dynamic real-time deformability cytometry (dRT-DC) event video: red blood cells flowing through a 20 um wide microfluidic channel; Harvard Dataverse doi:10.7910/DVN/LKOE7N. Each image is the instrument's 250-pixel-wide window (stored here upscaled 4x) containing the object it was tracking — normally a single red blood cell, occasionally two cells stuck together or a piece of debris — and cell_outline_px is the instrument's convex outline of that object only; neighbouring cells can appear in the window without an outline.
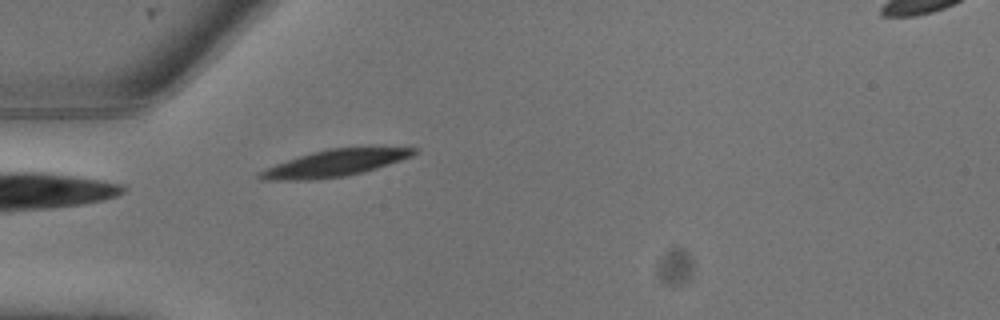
{"species": "common noctule bat (a hibernating species)", "species_latin": "Nyctalus noctula", "temperature_condition": "warm", "stored_images_in_passage": 7, "camera_frame_rate_fps": 3000, "um_per_image_px": 0.085, "animal": {"sex": "male", "body_mass_g": 13.3}, "frame": {"image": 1, "passage_image": 1, "time_ms": 0.0, "image_size_px": [1000, 320], "cell_outline_px": [[416, 152], [412, 156], [364, 172], [344, 176], [312, 180], [260, 180], [256, 176], [260, 172], [276, 164], [312, 152], [328, 148], [416, 148]], "centroid_in_image_um": [28.41, 13.88], "position_along_channel_um": 56.6, "area_um2": 23.41}}
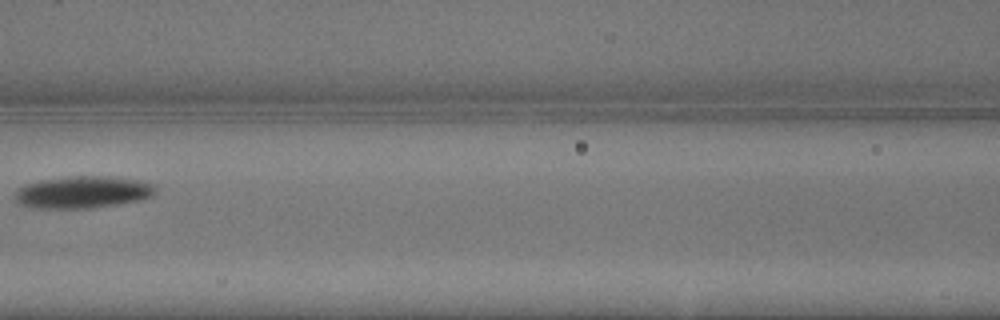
{"frame": {"image": 2, "passage_image": 5, "time_ms": 1.333, "image_size_px": [1000, 320], "cell_outline_px": [[156, 192], [152, 196], [140, 200], [92, 208], [36, 208], [20, 204], [16, 200], [16, 192], [24, 184], [44, 180], [72, 176], [108, 176], [140, 180], [152, 184], [156, 188]], "centroid_in_image_um": [7.07, 16.33], "position_along_channel_um": 159.5, "area_um2": 26.07}}
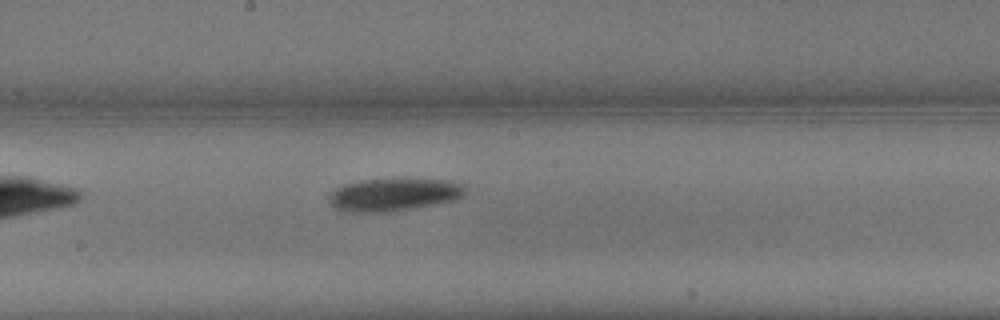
{"frame": {"image": 3, "passage_image": 7, "time_ms": 2.0, "image_size_px": [1000, 320], "cell_outline_px": [[464, 196], [456, 200], [412, 208], [388, 212], [348, 212], [336, 208], [328, 200], [328, 196], [336, 188], [344, 184], [360, 180], [404, 176], [452, 180], [464, 184]], "centroid_in_image_um": [33.52, 16.48], "position_along_channel_um": 214.7, "area_um2": 26.99}}